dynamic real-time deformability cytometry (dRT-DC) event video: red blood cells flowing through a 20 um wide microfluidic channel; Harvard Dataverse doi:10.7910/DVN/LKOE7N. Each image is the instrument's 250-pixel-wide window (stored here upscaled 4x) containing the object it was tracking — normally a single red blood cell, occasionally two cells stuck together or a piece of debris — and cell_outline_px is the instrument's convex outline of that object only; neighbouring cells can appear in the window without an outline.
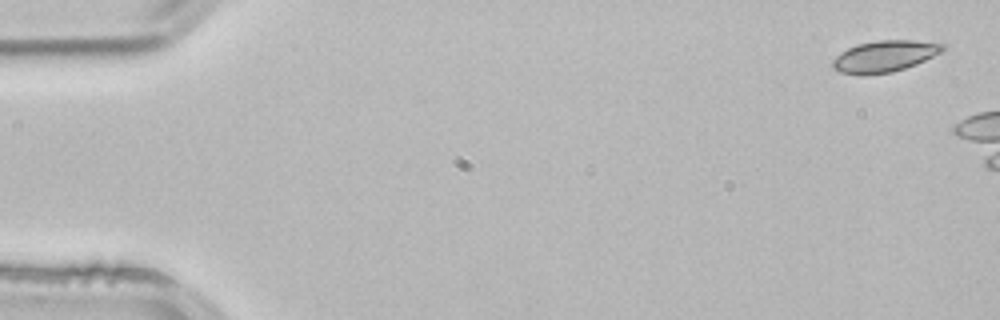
{"species": "common noctule bat (a hibernating species)", "species_latin": "Nyctalus noctula", "temperature_condition": "room temperature", "stored_images_in_passage": 5, "camera_frame_rate_fps": 3000, "um_per_image_px": 0.085, "animal": {"sex": "male", "body_mass_g": 21.5, "forearm_length_mm": 52.0}, "frame": {"image": 1, "passage_image": 1, "time_ms": 0.0, "image_size_px": [1000, 320], "cell_outline_px": [[944, 48], [940, 52], [916, 64], [892, 72], [840, 72], [832, 68], [832, 60], [840, 52], [856, 44], [876, 40], [916, 40], [944, 44]], "centroid_in_image_um": [75.18, 4.73], "position_along_channel_um": 9.8, "area_um2": 19.48}}